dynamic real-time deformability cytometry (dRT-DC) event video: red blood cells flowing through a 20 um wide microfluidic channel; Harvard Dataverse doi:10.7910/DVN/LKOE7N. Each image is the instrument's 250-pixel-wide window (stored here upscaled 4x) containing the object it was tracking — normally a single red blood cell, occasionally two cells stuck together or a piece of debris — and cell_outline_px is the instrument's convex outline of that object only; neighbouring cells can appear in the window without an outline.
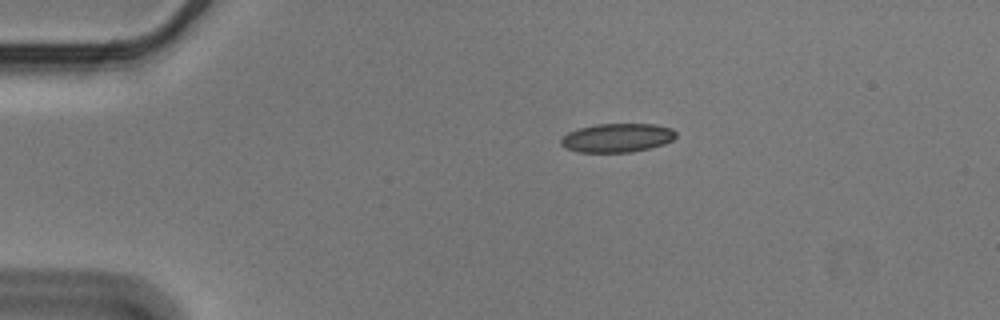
{"species": "Egyptian fruit bat (a non-hibernating species)", "species_latin": "Rousettus aegyptiacus", "temperature_condition": "cold", "stored_images_in_passage": 46, "camera_frame_rate_fps": 3000, "um_per_image_px": 0.085, "animal": {"sex": "male"}, "frame": {"image": 1, "passage_image": 1, "time_ms": 0.0, "image_size_px": [1000, 320], "cell_outline_px": [[676, 136], [672, 140], [664, 144], [632, 152], [576, 152], [564, 148], [560, 144], [560, 140], [568, 132], [580, 128], [596, 124], [656, 124], [672, 128], [676, 132]], "centroid_in_image_um": [52.45, 11.71], "position_along_channel_um": 32.6, "area_um2": 19.36}}
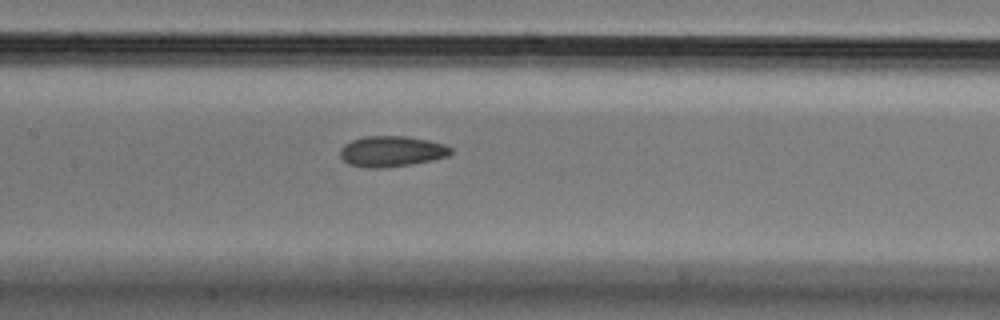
{"frame": {"image": 2, "passage_image": 17, "time_ms": 5.333, "image_size_px": [1000, 320], "cell_outline_px": [[452, 152], [448, 156], [432, 160], [412, 164], [384, 168], [368, 168], [348, 164], [340, 156], [340, 148], [344, 144], [352, 140], [364, 136], [404, 136], [428, 140], [444, 144], [452, 148]], "centroid_in_image_um": [33.27, 12.87], "position_along_channel_um": 174.1, "area_um2": 19.88}}
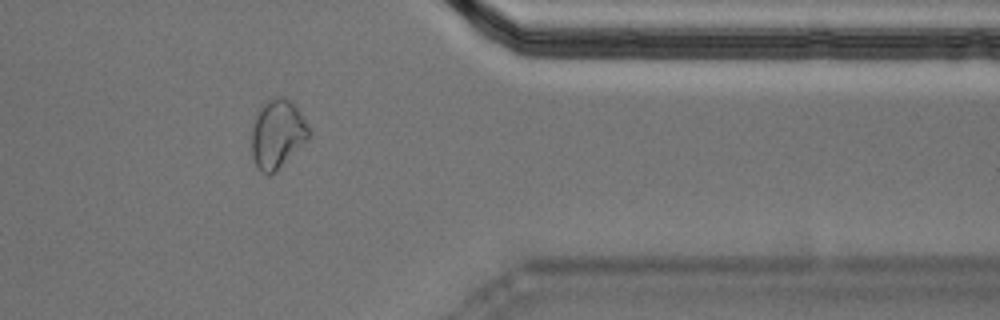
{"frame": {"image": 3, "passage_image": 36, "time_ms": 11.667, "image_size_px": [1000, 320], "cell_outline_px": [[312, 132], [308, 140], [276, 172], [268, 176], [260, 172], [256, 168], [252, 156], [252, 124], [260, 108], [268, 100], [276, 96], [284, 96], [296, 108]], "centroid_in_image_um": [23.57, 11.44], "position_along_channel_um": 387.8, "area_um2": 23.06}, "authors_computed_cell_mechanics": {"area_um2": 19.9699, "velocity_mm_per_s": 3.5736, "shape_relaxation_time_tau1_ms": null, "shape_relaxation_time_tau2_ms": 3.7568, "deformation_change_tau1": null, "deformation_change_tau2": 0.0866}}